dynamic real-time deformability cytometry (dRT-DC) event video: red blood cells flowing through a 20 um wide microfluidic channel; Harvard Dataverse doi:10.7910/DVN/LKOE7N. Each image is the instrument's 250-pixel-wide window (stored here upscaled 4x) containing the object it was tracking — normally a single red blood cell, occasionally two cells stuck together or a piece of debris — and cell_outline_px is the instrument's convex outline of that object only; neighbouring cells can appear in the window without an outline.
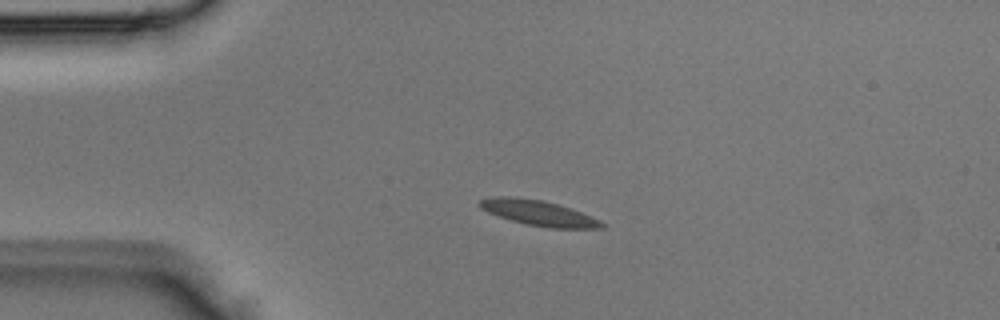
{"species": "Egyptian fruit bat (a non-hibernating species)", "species_latin": "Rousettus aegyptiacus", "temperature_condition": "room temperature", "stored_images_in_passage": 3, "camera_frame_rate_fps": 3000, "um_per_image_px": 0.085, "animal": {"sex": "male"}, "frame": {"image": 1, "passage_image": 2, "time_ms": 0.333, "image_size_px": [1000, 320], "cell_outline_px": [[604, 228], [552, 228], [528, 224], [512, 220], [488, 212], [480, 208], [480, 200], [496, 196], [516, 196], [544, 200], [580, 212], [600, 220], [604, 224]], "centroid_in_image_um": [45.77, 18.09], "position_along_channel_um": 39.2, "area_um2": 17.63}}
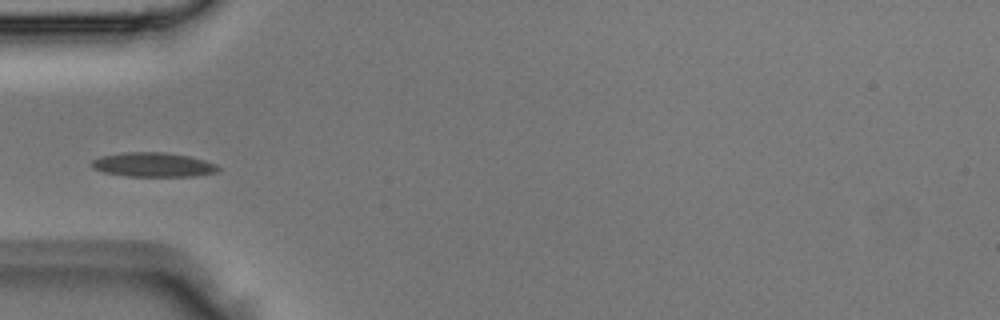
{"frame": {"image": 2, "passage_image": 3, "time_ms": 0.667, "image_size_px": [1000, 320], "cell_outline_px": [[220, 172], [196, 176], [128, 176], [104, 172], [92, 168], [92, 160], [100, 156], [124, 152], [164, 152], [188, 156], [204, 160], [216, 164], [220, 168]], "centroid_in_image_um": [13.05, 14.0], "position_along_channel_um": 72.0, "area_um2": 17.98}}